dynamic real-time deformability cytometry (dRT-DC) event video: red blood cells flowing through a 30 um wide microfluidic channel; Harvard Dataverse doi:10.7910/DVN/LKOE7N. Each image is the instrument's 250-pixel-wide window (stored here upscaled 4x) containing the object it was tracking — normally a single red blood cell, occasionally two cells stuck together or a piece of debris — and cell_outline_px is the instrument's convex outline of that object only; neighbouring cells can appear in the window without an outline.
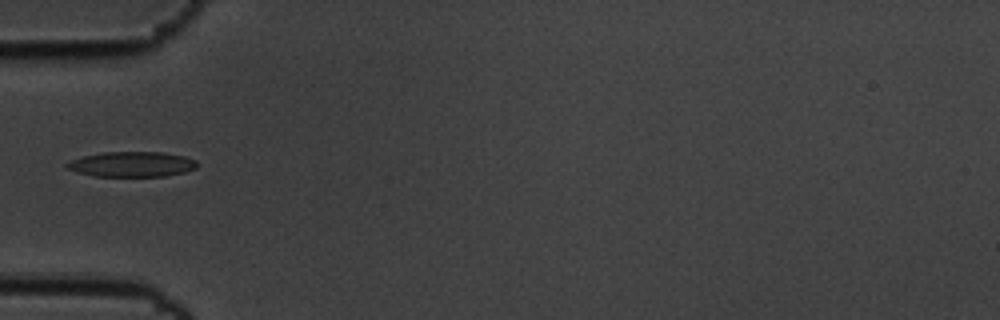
{"species": "common noctule bat (a hibernating species)", "species_latin": "Nyctalus noctula", "temperature_condition": "cold", "stored_images_in_passage": 40, "camera_frame_rate_fps": 3000, "um_per_image_px": 0.085, "animal": {"sex": "male", "body_mass_g": 19.5, "forearm_length_mm": 54.6}, "frame": {"image": 1, "passage_image": 1, "time_ms": 0.0, "image_size_px": [1000, 320], "cell_outline_px": [[196, 168], [184, 172], [164, 176], [92, 176], [76, 172], [68, 168], [64, 164], [72, 160], [84, 156], [104, 152], [164, 152], [184, 156], [196, 160]], "centroid_in_image_um": [11.2, 13.96], "position_along_channel_um": 73.8, "area_um2": 19.02}}
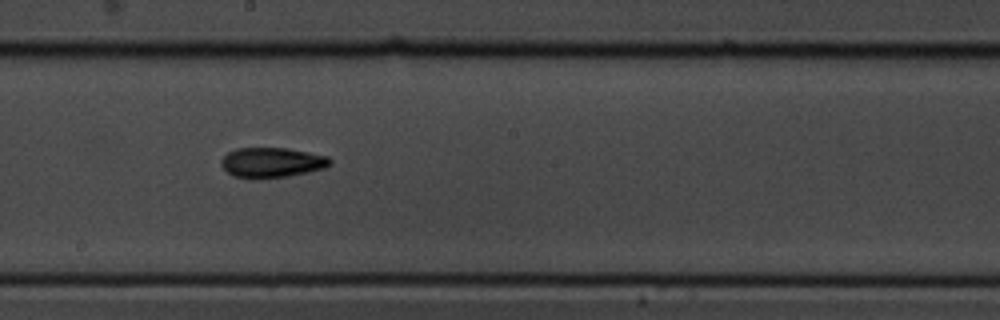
{"frame": {"image": 2, "passage_image": 14, "time_ms": 4.333, "image_size_px": [1000, 320], "cell_outline_px": [[332, 164], [324, 168], [308, 172], [288, 176], [232, 176], [220, 164], [220, 160], [228, 152], [236, 148], [288, 148], [328, 156], [332, 160]], "centroid_in_image_um": [23.14, 13.77], "position_along_channel_um": 225.1, "area_um2": 18.55}}
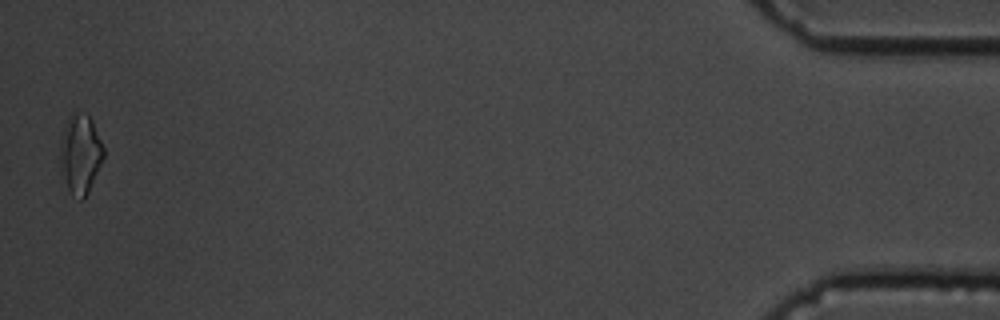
{"frame": {"image": 3, "passage_image": 39, "time_ms": 12.667, "image_size_px": [1000, 320], "cell_outline_px": [[104, 156], [88, 192], [80, 200], [72, 196], [60, 172], [60, 140], [68, 116], [72, 112], [76, 112], [88, 116], [92, 120], [104, 148]], "centroid_in_image_um": [6.8, 13.09], "position_along_channel_um": 428.4, "area_um2": 20.0}}